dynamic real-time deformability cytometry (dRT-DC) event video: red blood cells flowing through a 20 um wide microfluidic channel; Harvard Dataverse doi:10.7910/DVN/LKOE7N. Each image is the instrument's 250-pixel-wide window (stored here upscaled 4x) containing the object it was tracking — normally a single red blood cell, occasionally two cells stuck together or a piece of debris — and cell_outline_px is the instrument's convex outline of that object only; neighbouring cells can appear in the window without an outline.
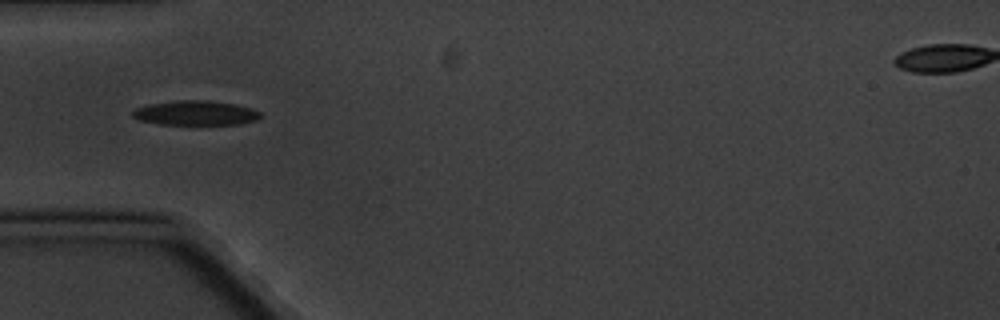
{"species": "common noctule bat (a hibernating species)", "species_latin": "Nyctalus noctula", "temperature_condition": "cold", "stored_images_in_passage": 8, "camera_frame_rate_fps": 3000, "um_per_image_px": 0.085, "animal": {"sex": "male", "body_mass_g": 20.1, "forearm_length_mm": 53.5}, "frame": {"image": 1, "passage_image": 4, "time_ms": 4.333, "image_size_px": [1000, 320], "cell_outline_px": [[264, 116], [256, 120], [240, 124], [160, 124], [140, 120], [132, 116], [132, 112], [136, 108], [148, 104], [176, 100], [208, 100], [236, 104], [252, 108], [260, 112]], "centroid_in_image_um": [16.66, 9.59], "position_along_channel_um": 68.3, "area_um2": 18.38}}